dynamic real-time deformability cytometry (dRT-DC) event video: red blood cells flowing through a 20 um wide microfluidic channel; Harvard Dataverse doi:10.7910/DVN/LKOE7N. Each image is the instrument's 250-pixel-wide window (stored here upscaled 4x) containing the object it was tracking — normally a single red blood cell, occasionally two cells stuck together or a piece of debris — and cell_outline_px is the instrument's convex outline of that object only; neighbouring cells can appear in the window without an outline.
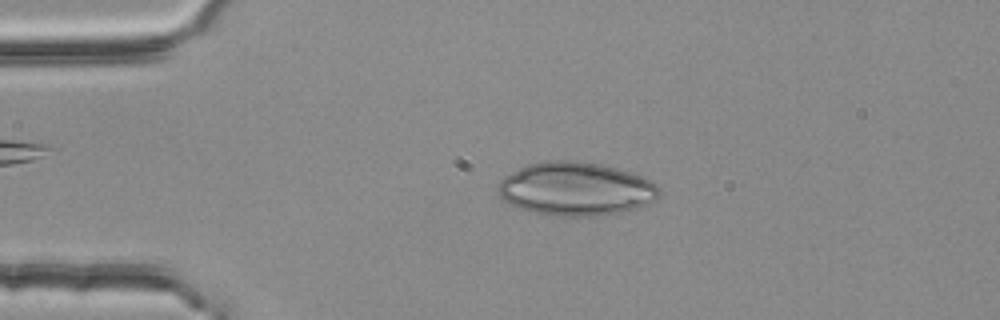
{"species": "common noctule bat (a hibernating species)", "species_latin": "Nyctalus noctula", "temperature_condition": "room temperature", "stored_images_in_passage": 46, "camera_frame_rate_fps": 3000, "um_per_image_px": 0.085, "animal": {"sex": "female", "body_mass_g": 25.1}, "frame": {"image": 1, "passage_image": 11, "time_ms": 3.333, "image_size_px": [1000, 320], "cell_outline_px": [[660, 196], [656, 200], [636, 208], [620, 212], [596, 216], [560, 216], [528, 212], [504, 200], [496, 192], [496, 188], [500, 180], [504, 176], [528, 164], [548, 160], [572, 160], [600, 164], [616, 168], [644, 176], [656, 184], [660, 188]], "centroid_in_image_um": [48.94, 16.06], "position_along_channel_um": 36.1, "area_um2": 50.46}}
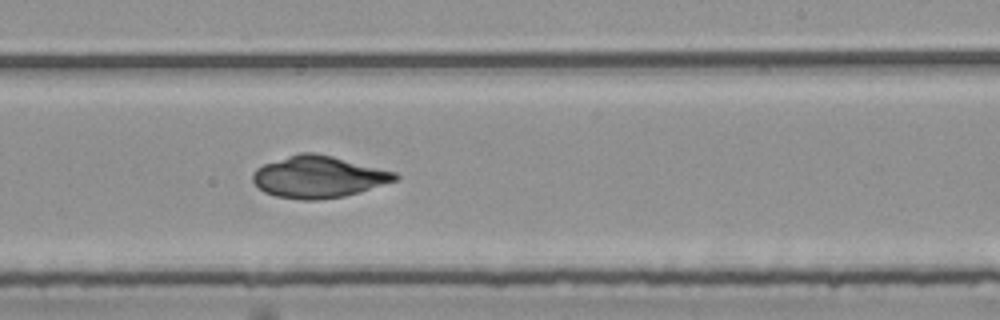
{"frame": {"image": 2, "passage_image": 32, "time_ms": 10.333, "image_size_px": [1000, 320], "cell_outline_px": [[400, 180], [344, 196], [316, 200], [304, 200], [276, 196], [264, 192], [252, 180], [252, 172], [256, 168], [264, 164], [300, 152], [316, 152], [396, 172], [400, 176]], "centroid_in_image_um": [27.08, 15.03], "position_along_channel_um": 261.9, "area_um2": 34.62}}
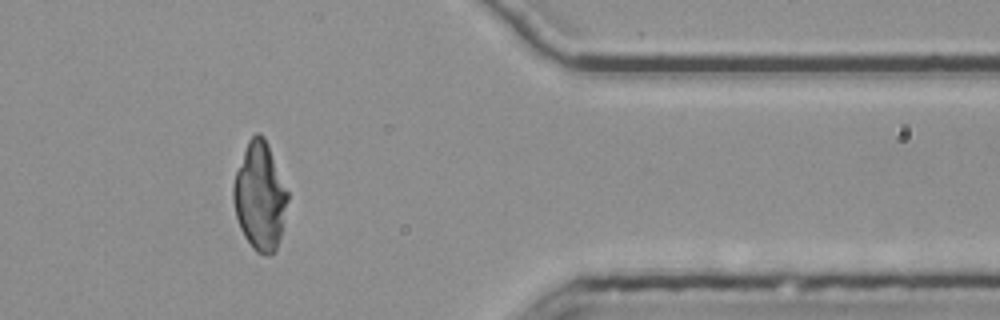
{"frame": {"image": 3, "passage_image": 44, "time_ms": 14.333, "image_size_px": [1000, 320], "cell_outline_px": [[288, 200], [280, 236], [276, 252], [268, 256], [264, 256], [256, 252], [252, 248], [244, 236], [240, 228], [236, 216], [232, 200], [232, 188], [236, 172], [248, 140], [256, 132], [260, 132], [264, 136], [268, 144], [288, 192]], "centroid_in_image_um": [22.08, 16.71], "position_along_channel_um": 389.3, "area_um2": 34.16}}